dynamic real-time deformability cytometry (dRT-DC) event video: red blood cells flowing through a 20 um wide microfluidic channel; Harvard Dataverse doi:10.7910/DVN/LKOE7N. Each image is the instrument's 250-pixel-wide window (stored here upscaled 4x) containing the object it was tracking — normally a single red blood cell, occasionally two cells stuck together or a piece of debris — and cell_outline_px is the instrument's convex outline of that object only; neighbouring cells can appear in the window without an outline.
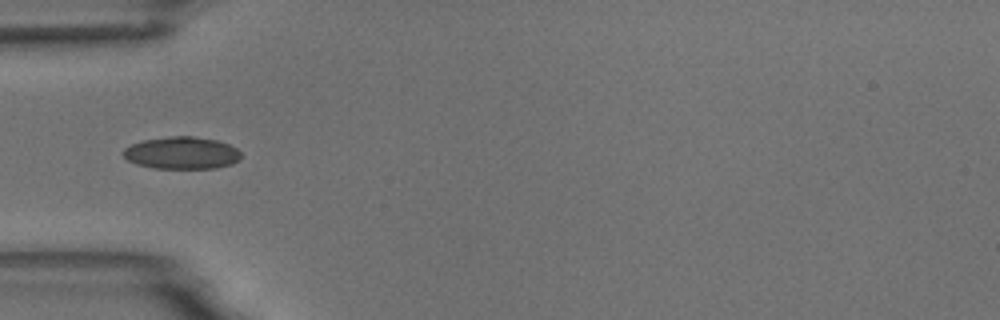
{"species": "common noctule bat (a hibernating species)", "species_latin": "Nyctalus noctula", "temperature_condition": "room temperature", "stored_images_in_passage": 6, "camera_frame_rate_fps": 3000, "um_per_image_px": 0.085, "animal": {"sex": "male", "body_mass_g": 18.8}, "frame": {"image": 1, "passage_image": 6, "time_ms": 5.667, "image_size_px": [1000, 320], "cell_outline_px": [[240, 160], [232, 164], [216, 168], [152, 168], [136, 164], [128, 160], [120, 152], [124, 148], [132, 144], [144, 140], [172, 136], [192, 136], [216, 140], [228, 144], [236, 148], [240, 152]], "centroid_in_image_um": [15.44, 13.0], "position_along_channel_um": 69.6, "area_um2": 22.14}}